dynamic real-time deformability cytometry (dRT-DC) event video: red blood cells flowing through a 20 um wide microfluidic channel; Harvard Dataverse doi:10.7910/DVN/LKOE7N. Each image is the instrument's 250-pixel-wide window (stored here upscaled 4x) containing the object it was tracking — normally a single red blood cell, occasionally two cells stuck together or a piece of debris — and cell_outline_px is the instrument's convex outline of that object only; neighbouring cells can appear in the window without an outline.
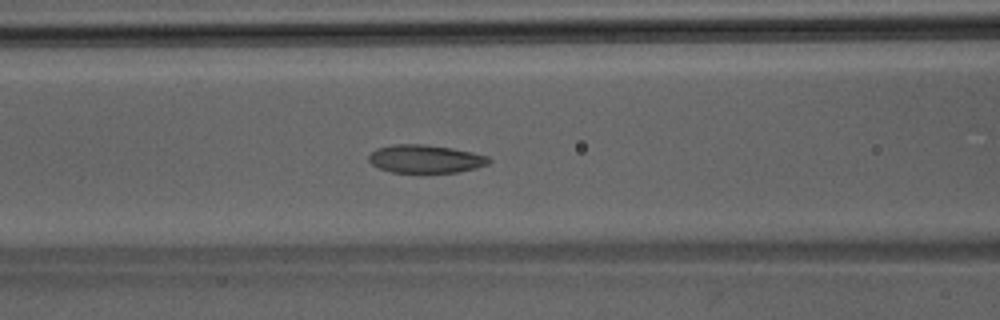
{"species": "Egyptian fruit bat (a non-hibernating species)", "species_latin": "Rousettus aegyptiacus", "temperature_condition": "room temperature", "stored_images_in_passage": 43, "camera_frame_rate_fps": 3000, "um_per_image_px": 0.085, "animal": {"sex": "male"}, "frame": {"image": 1, "passage_image": 16, "time_ms": 5.0, "image_size_px": [1000, 320], "cell_outline_px": [[492, 160], [488, 164], [476, 168], [456, 172], [392, 172], [380, 168], [372, 164], [368, 160], [368, 156], [376, 148], [392, 144], [424, 144], [452, 148], [472, 152], [488, 156]], "centroid_in_image_um": [36.16, 13.49], "position_along_channel_um": 130.4, "area_um2": 19.65}}
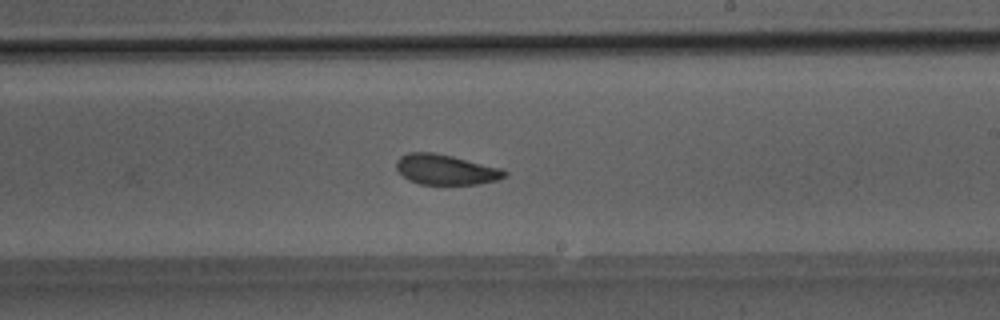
{"frame": {"image": 2, "passage_image": 24, "time_ms": 7.667, "image_size_px": [1000, 320], "cell_outline_px": [[508, 176], [496, 180], [476, 184], [420, 184], [408, 180], [396, 168], [396, 160], [400, 156], [408, 152], [432, 152], [452, 156], [504, 168], [508, 172]], "centroid_in_image_um": [37.91, 14.41], "position_along_channel_um": 251.1, "area_um2": 19.19}}
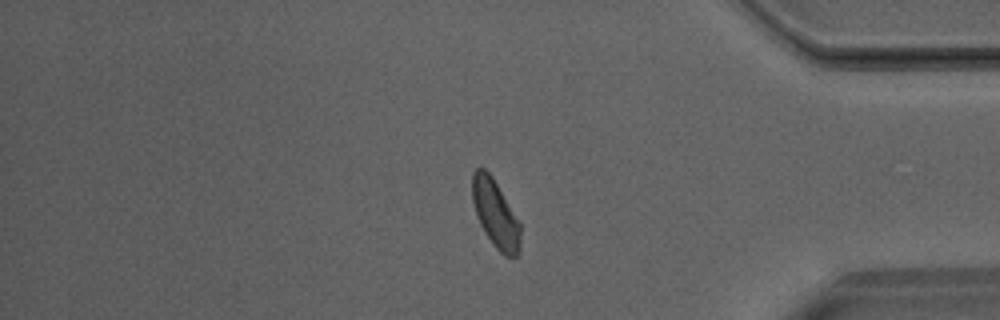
{"frame": {"image": 3, "passage_image": 35, "time_ms": 11.333, "image_size_px": [1000, 320], "cell_outline_px": [[520, 248], [516, 256], [504, 256], [492, 244], [484, 232], [476, 216], [472, 200], [472, 172], [476, 168], [484, 168], [492, 176], [520, 220]], "centroid_in_image_um": [42.11, 18.16], "position_along_channel_um": 393.1, "area_um2": 19.25}}